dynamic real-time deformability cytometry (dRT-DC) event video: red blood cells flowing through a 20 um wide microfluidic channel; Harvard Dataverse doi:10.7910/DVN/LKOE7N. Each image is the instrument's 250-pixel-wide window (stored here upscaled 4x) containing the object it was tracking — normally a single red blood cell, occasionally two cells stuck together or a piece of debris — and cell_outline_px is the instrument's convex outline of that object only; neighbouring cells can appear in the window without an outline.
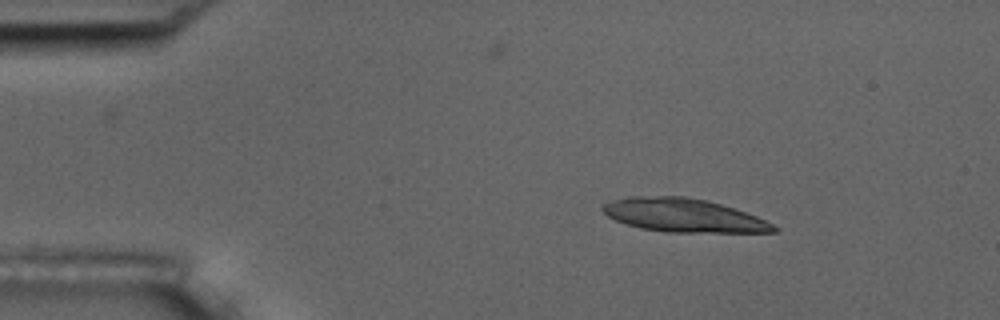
{"species": "common noctule bat (a hibernating species)", "species_latin": "Nyctalus noctula", "temperature_condition": "room temperature", "stored_images_in_passage": 3, "camera_frame_rate_fps": 3000, "um_per_image_px": 0.085, "animal": {"sex": "male", "body_mass_g": 17.5, "forearm_length_mm": 52.3}, "frame": {"image": 1, "passage_image": 1, "time_ms": 0.0, "image_size_px": [1000, 320], "cell_outline_px": [[780, 228], [776, 232], [664, 232], [640, 228], [616, 220], [608, 216], [600, 208], [604, 204], [612, 200], [628, 196], [684, 196], [704, 200], [720, 204], [756, 216]], "centroid_in_image_um": [58.07, 18.3], "position_along_channel_um": 26.9, "area_um2": 33.06}}